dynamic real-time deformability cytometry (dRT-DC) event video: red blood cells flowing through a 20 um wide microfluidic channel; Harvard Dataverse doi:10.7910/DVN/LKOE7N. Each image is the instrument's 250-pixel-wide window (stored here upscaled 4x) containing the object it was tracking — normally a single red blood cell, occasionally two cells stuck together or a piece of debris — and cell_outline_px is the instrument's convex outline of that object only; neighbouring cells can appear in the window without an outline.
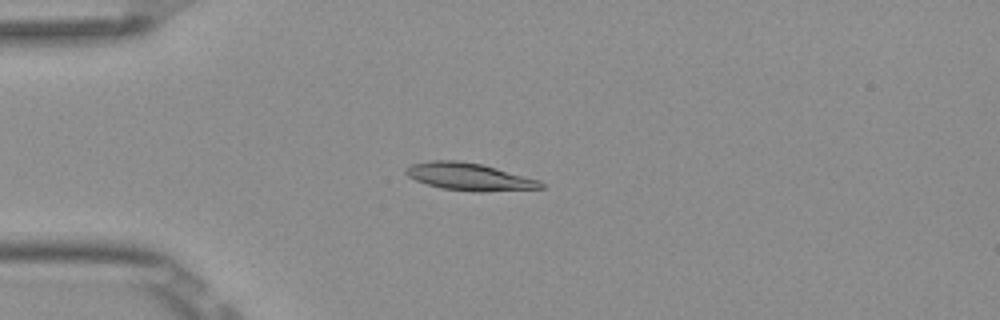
{"species": "Egyptian fruit bat (a non-hibernating species)", "species_latin": "Rousettus aegyptiacus", "temperature_condition": "room temperature", "stored_images_in_passage": 5, "camera_frame_rate_fps": 3000, "um_per_image_px": 0.085, "frame": {"image": 1, "passage_image": 4, "time_ms": 1.0, "image_size_px": [1000, 320], "cell_outline_px": [[544, 188], [480, 192], [476, 192], [440, 188], [416, 180], [408, 176], [404, 172], [404, 168], [412, 164], [428, 160], [460, 160], [480, 164], [496, 168], [540, 180], [544, 184]], "centroid_in_image_um": [39.86, 15.02], "position_along_channel_um": 45.1, "area_um2": 21.56}}